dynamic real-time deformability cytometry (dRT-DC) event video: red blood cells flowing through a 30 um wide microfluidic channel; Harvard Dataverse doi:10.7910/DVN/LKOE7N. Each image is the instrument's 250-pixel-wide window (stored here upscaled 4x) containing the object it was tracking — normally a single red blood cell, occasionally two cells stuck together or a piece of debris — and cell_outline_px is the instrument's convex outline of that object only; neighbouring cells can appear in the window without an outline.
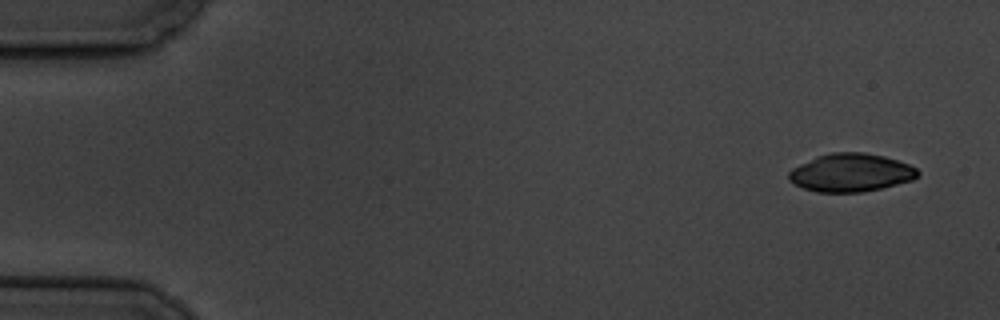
{"species": "common noctule bat (a hibernating species)", "species_latin": "Nyctalus noctula", "temperature_condition": "cold", "stored_images_in_passage": 5, "camera_frame_rate_fps": 3000, "um_per_image_px": 0.085, "animal": {"sex": "male", "body_mass_g": 19.5, "forearm_length_mm": 54.6}, "frame": {"image": 1, "passage_image": 1, "time_ms": 0.0, "image_size_px": [1000, 320], "cell_outline_px": [[920, 172], [912, 180], [880, 188], [860, 192], [816, 192], [804, 188], [788, 180], [788, 172], [792, 168], [816, 156], [832, 152], [864, 152], [884, 156], [908, 164], [916, 168]], "centroid_in_image_um": [72.29, 14.67], "position_along_channel_um": 12.7, "area_um2": 28.5}}